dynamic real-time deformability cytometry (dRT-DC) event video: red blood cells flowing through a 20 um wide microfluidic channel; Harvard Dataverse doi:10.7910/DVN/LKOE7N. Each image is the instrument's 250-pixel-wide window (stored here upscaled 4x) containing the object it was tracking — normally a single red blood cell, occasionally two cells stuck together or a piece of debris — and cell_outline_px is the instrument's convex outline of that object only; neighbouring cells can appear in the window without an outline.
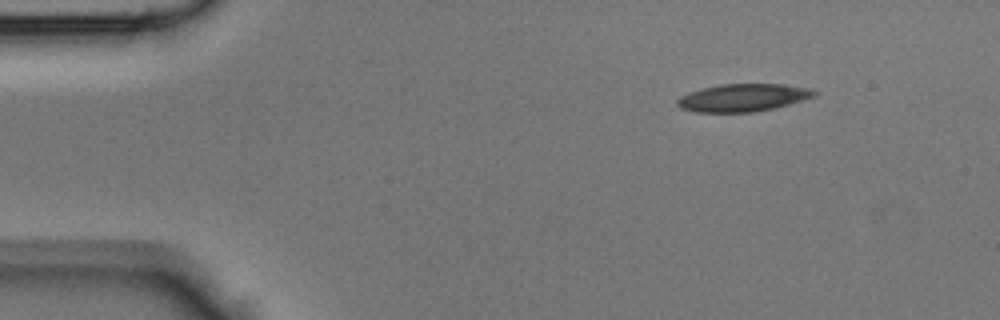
{"species": "Egyptian fruit bat (a non-hibernating species)", "species_latin": "Rousettus aegyptiacus", "temperature_condition": "room temperature", "stored_images_in_passage": 39, "camera_frame_rate_fps": 3000, "um_per_image_px": 0.085, "animal": {"sex": "male"}, "frame": {"image": 1, "passage_image": 1, "time_ms": 0.0, "image_size_px": [1000, 320], "cell_outline_px": [[816, 92], [812, 96], [788, 104], [772, 108], [752, 112], [696, 112], [680, 108], [676, 104], [676, 100], [680, 96], [688, 92], [700, 88], [720, 84], [784, 84], [808, 88]], "centroid_in_image_um": [63.04, 8.29], "position_along_channel_um": 22.0, "area_um2": 21.85}}
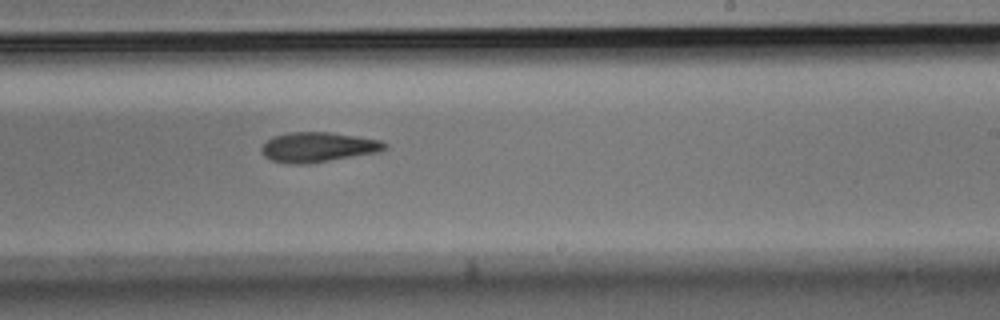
{"frame": {"image": 2, "passage_image": 22, "time_ms": 7.0, "image_size_px": [1000, 320], "cell_outline_px": [[388, 148], [380, 152], [308, 164], [288, 164], [272, 160], [264, 156], [260, 152], [260, 148], [272, 136], [288, 132], [332, 132], [380, 140], [388, 144]], "centroid_in_image_um": [27.04, 12.51], "position_along_channel_um": 262.0, "area_um2": 21.73}}
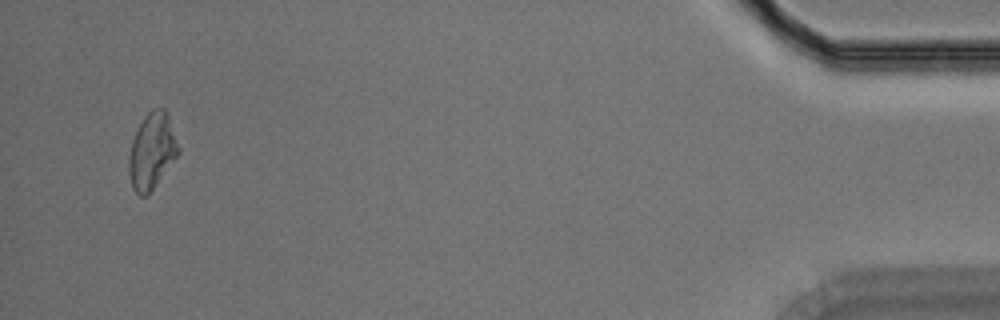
{"frame": {"image": 3, "passage_image": 38, "time_ms": 12.333, "image_size_px": [1000, 320], "cell_outline_px": [[180, 152], [152, 188], [144, 196], [140, 196], [132, 188], [128, 172], [128, 156], [132, 140], [144, 116], [152, 108], [164, 108], [168, 112], [180, 148]], "centroid_in_image_um": [12.91, 12.79], "position_along_channel_um": 422.3, "area_um2": 21.79}}